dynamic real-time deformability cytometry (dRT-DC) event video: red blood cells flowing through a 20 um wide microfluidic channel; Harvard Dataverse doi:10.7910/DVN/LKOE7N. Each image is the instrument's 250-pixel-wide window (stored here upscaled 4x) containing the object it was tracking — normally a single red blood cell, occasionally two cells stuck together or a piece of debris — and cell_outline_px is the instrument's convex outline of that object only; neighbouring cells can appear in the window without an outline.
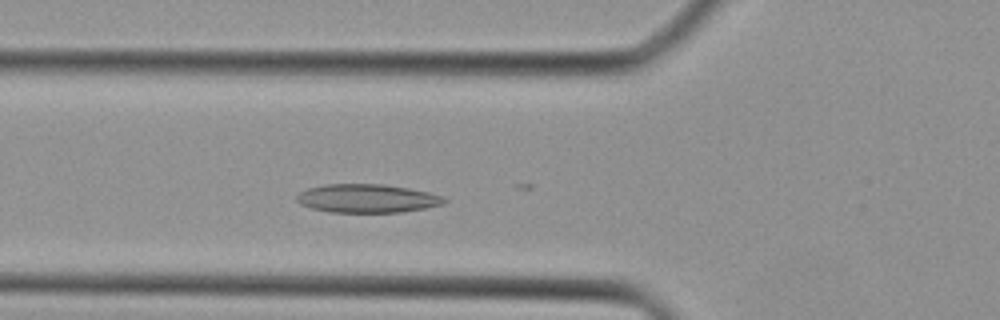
{"species": "Egyptian fruit bat (a non-hibernating species)", "species_latin": "Rousettus aegyptiacus", "temperature_condition": "cold", "stored_images_in_passage": 9, "camera_frame_rate_fps": 3000, "um_per_image_px": 0.085, "animal": {"sex": "female"}, "frame": {"image": 1, "passage_image": 3, "time_ms": 0.667, "image_size_px": [1000, 320], "cell_outline_px": [[448, 200], [444, 204], [424, 208], [400, 212], [328, 212], [312, 208], [300, 204], [296, 200], [296, 196], [300, 192], [308, 188], [324, 184], [384, 184], [408, 188], [428, 192], [440, 196]], "centroid_in_image_um": [31.18, 16.86], "position_along_channel_um": 94.6, "area_um2": 24.45}}
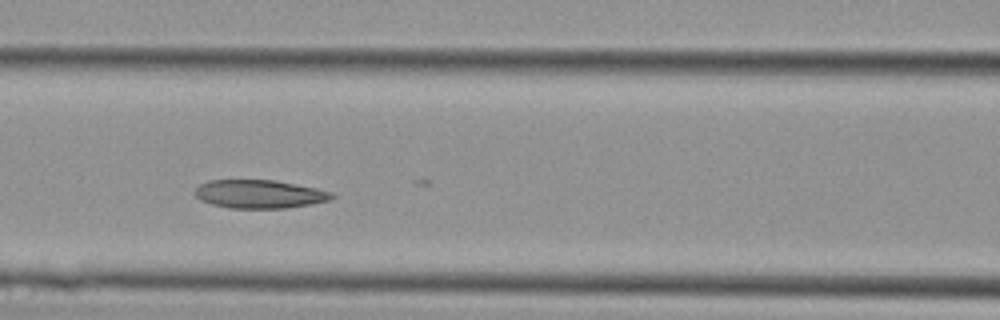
{"frame": {"image": 2, "passage_image": 6, "time_ms": 1.667, "image_size_px": [1000, 320], "cell_outline_px": [[336, 196], [328, 200], [308, 204], [284, 208], [228, 208], [212, 204], [200, 200], [196, 196], [196, 188], [200, 184], [208, 180], [272, 180], [316, 188], [332, 192]], "centroid_in_image_um": [22.02, 16.49], "position_along_channel_um": 144.6, "area_um2": 22.37}}
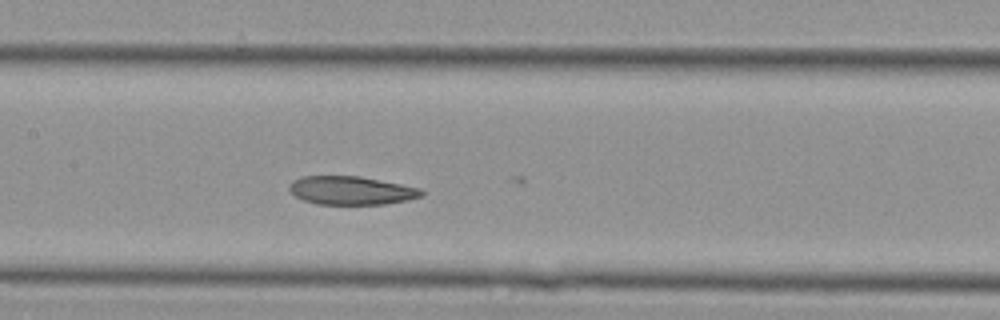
{"frame": {"image": 3, "passage_image": 8, "time_ms": 2.333, "image_size_px": [1000, 320], "cell_outline_px": [[424, 196], [408, 200], [384, 204], [316, 204], [304, 200], [296, 196], [288, 188], [292, 180], [304, 176], [360, 176], [420, 188], [424, 192]], "centroid_in_image_um": [29.87, 16.19], "position_along_channel_um": 177.5, "area_um2": 21.85}}